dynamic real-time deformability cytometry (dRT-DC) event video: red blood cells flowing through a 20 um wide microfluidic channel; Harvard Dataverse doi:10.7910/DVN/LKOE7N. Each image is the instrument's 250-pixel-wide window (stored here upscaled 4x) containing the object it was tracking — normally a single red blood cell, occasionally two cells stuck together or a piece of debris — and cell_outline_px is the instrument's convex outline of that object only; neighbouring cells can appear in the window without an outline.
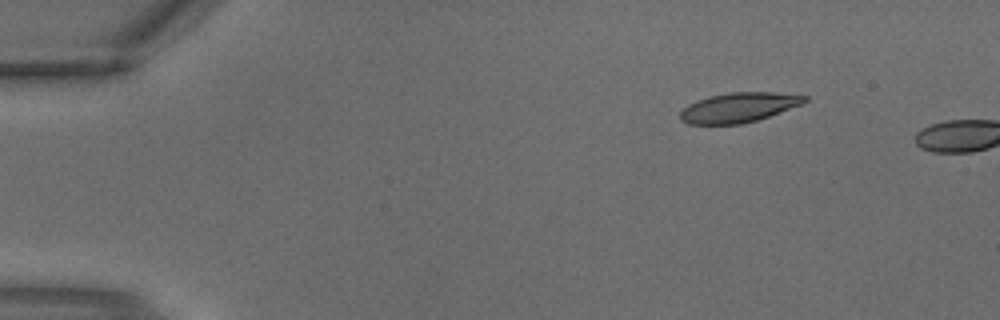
{"species": "common noctule bat (a hibernating species)", "species_latin": "Nyctalus noctula", "temperature_condition": "warm", "stored_images_in_passage": 2, "camera_frame_rate_fps": 3000, "um_per_image_px": 0.085, "animal": {"sex": "male", "body_mass_g": 18.8}, "frame": {"image": 1, "passage_image": 1, "time_ms": 0.0, "image_size_px": [1000, 320], "cell_outline_px": [[808, 100], [804, 104], [756, 120], [740, 124], [688, 124], [680, 120], [680, 112], [688, 104], [696, 100], [708, 96], [728, 92], [772, 92], [808, 96]], "centroid_in_image_um": [62.78, 9.12], "position_along_channel_um": 22.2, "area_um2": 21.62}}